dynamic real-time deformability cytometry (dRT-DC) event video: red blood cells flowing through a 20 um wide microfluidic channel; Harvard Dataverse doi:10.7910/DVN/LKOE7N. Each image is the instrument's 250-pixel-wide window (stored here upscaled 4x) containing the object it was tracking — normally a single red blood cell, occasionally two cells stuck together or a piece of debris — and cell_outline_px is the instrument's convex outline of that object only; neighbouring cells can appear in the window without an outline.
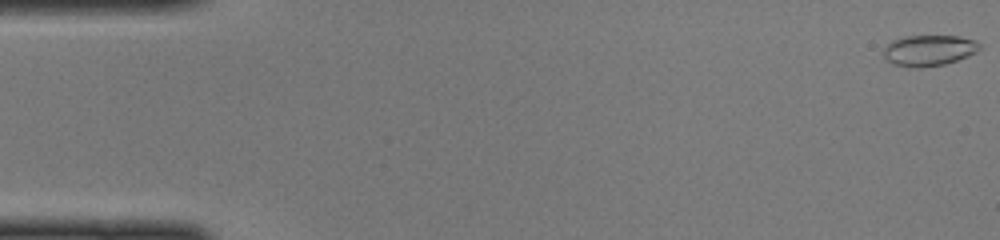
{"species": "common noctule bat (a hibernating species)", "species_latin": "Nyctalus noctula", "temperature_condition": "cold", "stored_images_in_passage": 14, "camera_frame_rate_fps": 3000, "um_per_image_px": 0.085, "animal": {"sex": "female", "body_mass_g": 22.0, "forearm_length_mm": 56.7}, "frame": {"image": 1, "passage_image": 1, "time_ms": 0.0, "image_size_px": [1000, 240], "cell_outline_px": [[980, 48], [976, 52], [968, 56], [944, 64], [920, 68], [908, 68], [892, 64], [884, 56], [884, 48], [892, 40], [904, 36], [956, 36], [976, 40], [980, 44]], "centroid_in_image_um": [78.94, 4.29], "position_along_channel_um": 6.1, "area_um2": 17.34}}